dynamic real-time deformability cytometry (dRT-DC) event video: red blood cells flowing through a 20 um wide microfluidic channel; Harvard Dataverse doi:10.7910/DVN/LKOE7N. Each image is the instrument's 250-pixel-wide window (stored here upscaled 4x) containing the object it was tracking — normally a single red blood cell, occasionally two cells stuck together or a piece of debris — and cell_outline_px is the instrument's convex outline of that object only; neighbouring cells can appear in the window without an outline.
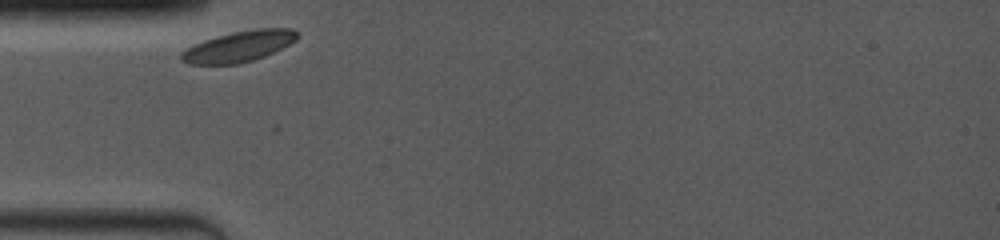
{"species": "common noctule bat (a hibernating species)", "species_latin": "Nyctalus noctula", "temperature_condition": "room temperature", "stored_images_in_passage": 19, "camera_frame_rate_fps": 4000, "um_per_image_px": 0.085, "animal": {"sex": "female", "body_mass_g": 19.0, "forearm_length_mm": 53.3}, "frame": {"image": 1, "passage_image": 1, "time_ms": 0.0, "image_size_px": [1000, 240], "cell_outline_px": [[300, 36], [296, 40], [264, 56], [240, 64], [188, 64], [180, 60], [180, 52], [204, 40], [216, 36], [232, 32], [256, 28], [292, 28], [300, 32]], "centroid_in_image_um": [20.32, 3.93], "position_along_channel_um": 64.7, "area_um2": 20.81}}
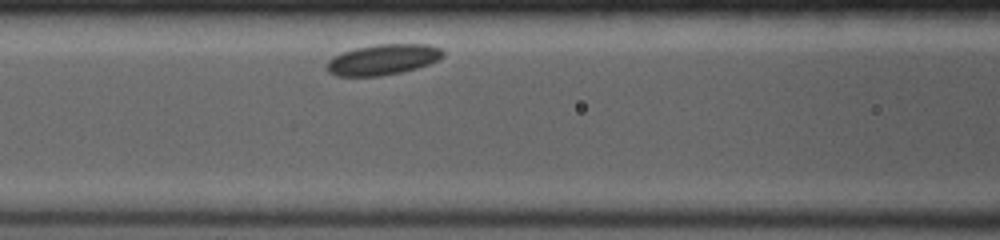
{"frame": {"image": 2, "passage_image": 11, "time_ms": 2.0, "image_size_px": [1000, 240], "cell_outline_px": [[444, 56], [428, 64], [416, 68], [400, 72], [380, 76], [336, 76], [328, 72], [324, 68], [324, 64], [328, 60], [344, 52], [356, 48], [376, 44], [428, 44], [440, 48], [444, 52]], "centroid_in_image_um": [32.51, 5.07], "position_along_channel_um": 134.1, "area_um2": 20.69}}
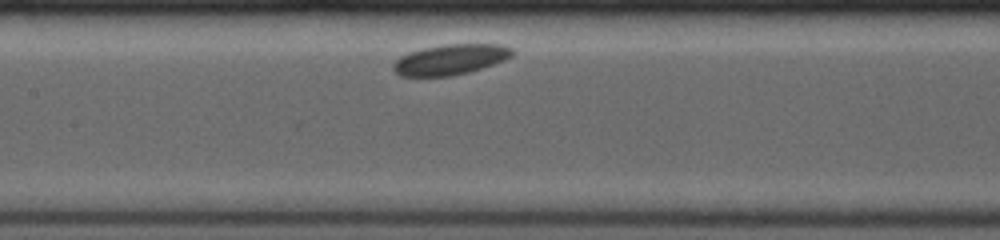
{"frame": {"image": 3, "passage_image": 16, "time_ms": 3.0, "image_size_px": [1000, 240], "cell_outline_px": [[512, 56], [504, 60], [468, 72], [452, 76], [400, 76], [392, 68], [392, 64], [400, 56], [424, 48], [444, 44], [500, 44], [512, 48]], "centroid_in_image_um": [38.26, 5.06], "position_along_channel_um": 169.1, "area_um2": 20.87}}